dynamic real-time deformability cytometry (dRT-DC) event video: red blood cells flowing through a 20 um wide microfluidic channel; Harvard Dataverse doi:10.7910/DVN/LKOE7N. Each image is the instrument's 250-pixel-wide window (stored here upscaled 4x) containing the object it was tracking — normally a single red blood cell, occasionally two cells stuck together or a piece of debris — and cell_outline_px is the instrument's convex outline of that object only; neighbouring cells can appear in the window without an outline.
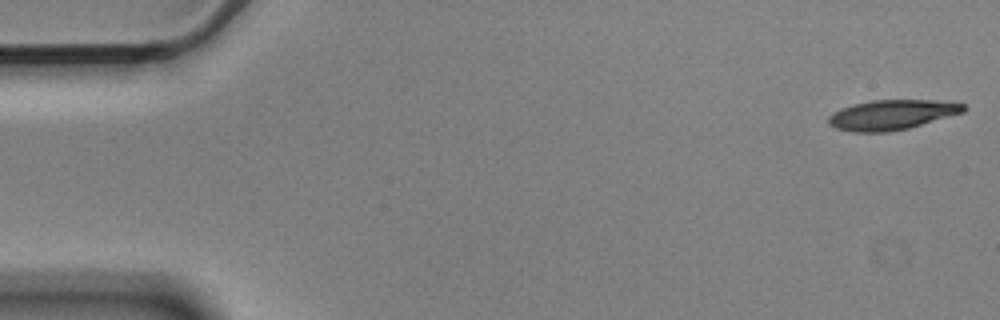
{"species": "Egyptian fruit bat (a non-hibernating species)", "species_latin": "Rousettus aegyptiacus", "temperature_condition": "cold", "stored_images_in_passage": 4, "camera_frame_rate_fps": 3000, "um_per_image_px": 0.085, "animal": {"sex": "male"}, "frame": {"image": 1, "passage_image": 1, "time_ms": 0.0, "image_size_px": [1000, 320], "cell_outline_px": [[968, 108], [964, 112], [908, 128], [888, 132], [852, 132], [836, 128], [828, 124], [828, 116], [832, 112], [840, 108], [872, 100], [932, 100], [964, 104]], "centroid_in_image_um": [75.78, 9.76], "position_along_channel_um": 9.2, "area_um2": 23.47}}
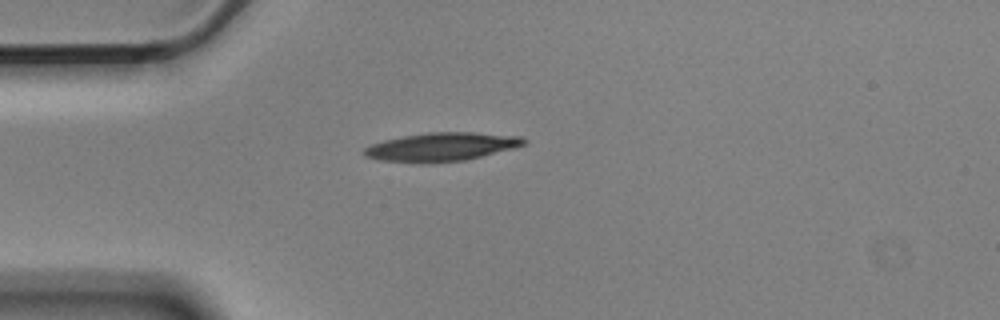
{"frame": {"image": 2, "passage_image": 4, "time_ms": 1.0, "image_size_px": [1000, 320], "cell_outline_px": [[528, 140], [524, 144], [512, 148], [464, 160], [420, 164], [380, 160], [364, 156], [360, 152], [364, 148], [372, 144], [384, 140], [404, 136], [428, 132], [472, 132], [524, 136]], "centroid_in_image_um": [37.48, 12.48], "position_along_channel_um": 47.5, "area_um2": 26.65}}